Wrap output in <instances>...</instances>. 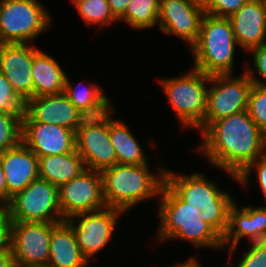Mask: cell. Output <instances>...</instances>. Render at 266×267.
Segmentation results:
<instances>
[{
	"label": "cell",
	"instance_id": "6da1fadb",
	"mask_svg": "<svg viewBox=\"0 0 266 267\" xmlns=\"http://www.w3.org/2000/svg\"><path fill=\"white\" fill-rule=\"evenodd\" d=\"M201 134L203 142L199 152L235 180L266 153V136L247 110L211 123Z\"/></svg>",
	"mask_w": 266,
	"mask_h": 267
},
{
	"label": "cell",
	"instance_id": "7a4b0ae2",
	"mask_svg": "<svg viewBox=\"0 0 266 267\" xmlns=\"http://www.w3.org/2000/svg\"><path fill=\"white\" fill-rule=\"evenodd\" d=\"M158 242L169 239L189 241L195 248L222 249V237L200 218V210L180 199L165 183L161 188Z\"/></svg>",
	"mask_w": 266,
	"mask_h": 267
},
{
	"label": "cell",
	"instance_id": "3957f363",
	"mask_svg": "<svg viewBox=\"0 0 266 267\" xmlns=\"http://www.w3.org/2000/svg\"><path fill=\"white\" fill-rule=\"evenodd\" d=\"M152 174L148 164L126 165L115 164L101 171L103 196L106 207L123 212L131 210L143 200L160 195L165 183V168Z\"/></svg>",
	"mask_w": 266,
	"mask_h": 267
},
{
	"label": "cell",
	"instance_id": "277c9868",
	"mask_svg": "<svg viewBox=\"0 0 266 267\" xmlns=\"http://www.w3.org/2000/svg\"><path fill=\"white\" fill-rule=\"evenodd\" d=\"M165 170V184L188 205L200 210V218L208 223L221 237L228 227V211L234 202L229 192L221 191L202 173L190 176Z\"/></svg>",
	"mask_w": 266,
	"mask_h": 267
},
{
	"label": "cell",
	"instance_id": "5b68a950",
	"mask_svg": "<svg viewBox=\"0 0 266 267\" xmlns=\"http://www.w3.org/2000/svg\"><path fill=\"white\" fill-rule=\"evenodd\" d=\"M236 45L229 19L205 14L197 41L190 48L194 69L209 76L233 74Z\"/></svg>",
	"mask_w": 266,
	"mask_h": 267
},
{
	"label": "cell",
	"instance_id": "8992f818",
	"mask_svg": "<svg viewBox=\"0 0 266 267\" xmlns=\"http://www.w3.org/2000/svg\"><path fill=\"white\" fill-rule=\"evenodd\" d=\"M210 76L192 68L188 73L158 80L183 126L198 127L204 120Z\"/></svg>",
	"mask_w": 266,
	"mask_h": 267
},
{
	"label": "cell",
	"instance_id": "52a82bcc",
	"mask_svg": "<svg viewBox=\"0 0 266 267\" xmlns=\"http://www.w3.org/2000/svg\"><path fill=\"white\" fill-rule=\"evenodd\" d=\"M38 0H0V44L29 43L51 24Z\"/></svg>",
	"mask_w": 266,
	"mask_h": 267
},
{
	"label": "cell",
	"instance_id": "ba28073f",
	"mask_svg": "<svg viewBox=\"0 0 266 267\" xmlns=\"http://www.w3.org/2000/svg\"><path fill=\"white\" fill-rule=\"evenodd\" d=\"M11 221L61 223L58 187L44 179H36L11 197L5 206Z\"/></svg>",
	"mask_w": 266,
	"mask_h": 267
},
{
	"label": "cell",
	"instance_id": "9c48e42d",
	"mask_svg": "<svg viewBox=\"0 0 266 267\" xmlns=\"http://www.w3.org/2000/svg\"><path fill=\"white\" fill-rule=\"evenodd\" d=\"M207 107L204 120L197 127L201 133L213 122L234 113L247 110L253 83L244 71L242 76L232 74L210 76Z\"/></svg>",
	"mask_w": 266,
	"mask_h": 267
},
{
	"label": "cell",
	"instance_id": "30bf717a",
	"mask_svg": "<svg viewBox=\"0 0 266 267\" xmlns=\"http://www.w3.org/2000/svg\"><path fill=\"white\" fill-rule=\"evenodd\" d=\"M59 223H11L10 249L15 267H47L52 229Z\"/></svg>",
	"mask_w": 266,
	"mask_h": 267
},
{
	"label": "cell",
	"instance_id": "8fae6325",
	"mask_svg": "<svg viewBox=\"0 0 266 267\" xmlns=\"http://www.w3.org/2000/svg\"><path fill=\"white\" fill-rule=\"evenodd\" d=\"M76 151L86 169L102 171L116 164L109 136V111L99 117H87L75 132Z\"/></svg>",
	"mask_w": 266,
	"mask_h": 267
},
{
	"label": "cell",
	"instance_id": "7c38bea8",
	"mask_svg": "<svg viewBox=\"0 0 266 267\" xmlns=\"http://www.w3.org/2000/svg\"><path fill=\"white\" fill-rule=\"evenodd\" d=\"M62 217L93 212L106 207L101 171L84 170L79 176L58 187Z\"/></svg>",
	"mask_w": 266,
	"mask_h": 267
},
{
	"label": "cell",
	"instance_id": "4fadbf2b",
	"mask_svg": "<svg viewBox=\"0 0 266 267\" xmlns=\"http://www.w3.org/2000/svg\"><path fill=\"white\" fill-rule=\"evenodd\" d=\"M123 213L121 210L105 207L93 212L75 214L65 220L72 227L77 245L88 262L109 243L117 218ZM77 218L79 220L76 224L74 220Z\"/></svg>",
	"mask_w": 266,
	"mask_h": 267
},
{
	"label": "cell",
	"instance_id": "5bb4252c",
	"mask_svg": "<svg viewBox=\"0 0 266 267\" xmlns=\"http://www.w3.org/2000/svg\"><path fill=\"white\" fill-rule=\"evenodd\" d=\"M205 14L198 0H160L157 23L162 32L178 36L192 47Z\"/></svg>",
	"mask_w": 266,
	"mask_h": 267
},
{
	"label": "cell",
	"instance_id": "9a60e30c",
	"mask_svg": "<svg viewBox=\"0 0 266 267\" xmlns=\"http://www.w3.org/2000/svg\"><path fill=\"white\" fill-rule=\"evenodd\" d=\"M22 142L39 158L76 150L75 131L68 128L33 121L22 115Z\"/></svg>",
	"mask_w": 266,
	"mask_h": 267
},
{
	"label": "cell",
	"instance_id": "2e32d148",
	"mask_svg": "<svg viewBox=\"0 0 266 267\" xmlns=\"http://www.w3.org/2000/svg\"><path fill=\"white\" fill-rule=\"evenodd\" d=\"M37 50L29 43L0 44V72L24 102L33 98L31 72Z\"/></svg>",
	"mask_w": 266,
	"mask_h": 267
},
{
	"label": "cell",
	"instance_id": "e0dca14e",
	"mask_svg": "<svg viewBox=\"0 0 266 267\" xmlns=\"http://www.w3.org/2000/svg\"><path fill=\"white\" fill-rule=\"evenodd\" d=\"M244 237L250 243L266 241V207L249 205L239 209L234 201L228 211V227L222 237L223 248L230 244L228 250L233 255Z\"/></svg>",
	"mask_w": 266,
	"mask_h": 267
},
{
	"label": "cell",
	"instance_id": "ac0fdd59",
	"mask_svg": "<svg viewBox=\"0 0 266 267\" xmlns=\"http://www.w3.org/2000/svg\"><path fill=\"white\" fill-rule=\"evenodd\" d=\"M24 112L35 122L54 124L75 132L86 118L64 93L30 98L25 102Z\"/></svg>",
	"mask_w": 266,
	"mask_h": 267
},
{
	"label": "cell",
	"instance_id": "d6986e66",
	"mask_svg": "<svg viewBox=\"0 0 266 267\" xmlns=\"http://www.w3.org/2000/svg\"><path fill=\"white\" fill-rule=\"evenodd\" d=\"M228 19L241 48L250 52L266 43V0H248Z\"/></svg>",
	"mask_w": 266,
	"mask_h": 267
},
{
	"label": "cell",
	"instance_id": "ffe728a7",
	"mask_svg": "<svg viewBox=\"0 0 266 267\" xmlns=\"http://www.w3.org/2000/svg\"><path fill=\"white\" fill-rule=\"evenodd\" d=\"M7 185V204L11 197L39 178L38 157L21 142L0 154Z\"/></svg>",
	"mask_w": 266,
	"mask_h": 267
},
{
	"label": "cell",
	"instance_id": "44dd1931",
	"mask_svg": "<svg viewBox=\"0 0 266 267\" xmlns=\"http://www.w3.org/2000/svg\"><path fill=\"white\" fill-rule=\"evenodd\" d=\"M89 263L77 245L72 227L66 221L57 224L51 231L47 267H88Z\"/></svg>",
	"mask_w": 266,
	"mask_h": 267
},
{
	"label": "cell",
	"instance_id": "7402d4cb",
	"mask_svg": "<svg viewBox=\"0 0 266 267\" xmlns=\"http://www.w3.org/2000/svg\"><path fill=\"white\" fill-rule=\"evenodd\" d=\"M33 97L64 93L67 75L53 57L37 50L32 63Z\"/></svg>",
	"mask_w": 266,
	"mask_h": 267
},
{
	"label": "cell",
	"instance_id": "603a6c76",
	"mask_svg": "<svg viewBox=\"0 0 266 267\" xmlns=\"http://www.w3.org/2000/svg\"><path fill=\"white\" fill-rule=\"evenodd\" d=\"M38 160L39 178L47 180L57 187L86 170L84 161L76 150L54 156L39 157Z\"/></svg>",
	"mask_w": 266,
	"mask_h": 267
},
{
	"label": "cell",
	"instance_id": "cb8c5ba5",
	"mask_svg": "<svg viewBox=\"0 0 266 267\" xmlns=\"http://www.w3.org/2000/svg\"><path fill=\"white\" fill-rule=\"evenodd\" d=\"M112 109L109 110V136L116 155V164L142 165L148 164L142 147L130 132L124 122L112 119Z\"/></svg>",
	"mask_w": 266,
	"mask_h": 267
},
{
	"label": "cell",
	"instance_id": "d4e9b609",
	"mask_svg": "<svg viewBox=\"0 0 266 267\" xmlns=\"http://www.w3.org/2000/svg\"><path fill=\"white\" fill-rule=\"evenodd\" d=\"M78 88L79 86L74 88L66 77L64 94L86 118L99 117L113 109L109 98L96 83L89 84L85 89Z\"/></svg>",
	"mask_w": 266,
	"mask_h": 267
},
{
	"label": "cell",
	"instance_id": "484cf974",
	"mask_svg": "<svg viewBox=\"0 0 266 267\" xmlns=\"http://www.w3.org/2000/svg\"><path fill=\"white\" fill-rule=\"evenodd\" d=\"M160 0H130L125 13L118 19L134 29H146L157 25Z\"/></svg>",
	"mask_w": 266,
	"mask_h": 267
},
{
	"label": "cell",
	"instance_id": "4316f807",
	"mask_svg": "<svg viewBox=\"0 0 266 267\" xmlns=\"http://www.w3.org/2000/svg\"><path fill=\"white\" fill-rule=\"evenodd\" d=\"M73 4L81 18L89 25H101L102 28L112 22H117L111 13L107 0H78Z\"/></svg>",
	"mask_w": 266,
	"mask_h": 267
},
{
	"label": "cell",
	"instance_id": "83f0119b",
	"mask_svg": "<svg viewBox=\"0 0 266 267\" xmlns=\"http://www.w3.org/2000/svg\"><path fill=\"white\" fill-rule=\"evenodd\" d=\"M22 115L0 112V154L22 142Z\"/></svg>",
	"mask_w": 266,
	"mask_h": 267
},
{
	"label": "cell",
	"instance_id": "f1b7e54d",
	"mask_svg": "<svg viewBox=\"0 0 266 267\" xmlns=\"http://www.w3.org/2000/svg\"><path fill=\"white\" fill-rule=\"evenodd\" d=\"M247 111L251 119L266 136V87L253 84Z\"/></svg>",
	"mask_w": 266,
	"mask_h": 267
},
{
	"label": "cell",
	"instance_id": "f546056e",
	"mask_svg": "<svg viewBox=\"0 0 266 267\" xmlns=\"http://www.w3.org/2000/svg\"><path fill=\"white\" fill-rule=\"evenodd\" d=\"M25 102L14 91L13 87L0 72V112L23 114Z\"/></svg>",
	"mask_w": 266,
	"mask_h": 267
},
{
	"label": "cell",
	"instance_id": "4dcf8cb0",
	"mask_svg": "<svg viewBox=\"0 0 266 267\" xmlns=\"http://www.w3.org/2000/svg\"><path fill=\"white\" fill-rule=\"evenodd\" d=\"M247 1L248 0H198L206 14L225 18L237 12Z\"/></svg>",
	"mask_w": 266,
	"mask_h": 267
},
{
	"label": "cell",
	"instance_id": "1f68e13d",
	"mask_svg": "<svg viewBox=\"0 0 266 267\" xmlns=\"http://www.w3.org/2000/svg\"><path fill=\"white\" fill-rule=\"evenodd\" d=\"M250 51L252 52V54L254 53L253 54L254 66H252L254 68L252 70V68L248 66L249 64L245 63L246 66L244 70L254 85L266 87V43L256 48H253ZM254 69L256 70L258 75L262 76V80L259 78L257 79V77L254 76L255 75L253 74Z\"/></svg>",
	"mask_w": 266,
	"mask_h": 267
},
{
	"label": "cell",
	"instance_id": "d6a6232c",
	"mask_svg": "<svg viewBox=\"0 0 266 267\" xmlns=\"http://www.w3.org/2000/svg\"><path fill=\"white\" fill-rule=\"evenodd\" d=\"M237 267H266V241L251 242Z\"/></svg>",
	"mask_w": 266,
	"mask_h": 267
},
{
	"label": "cell",
	"instance_id": "836d02e7",
	"mask_svg": "<svg viewBox=\"0 0 266 267\" xmlns=\"http://www.w3.org/2000/svg\"><path fill=\"white\" fill-rule=\"evenodd\" d=\"M255 168L258 176V183L260 185L261 191L266 198V153L258 158L256 161L252 162L238 177L237 182L246 186L250 178V173L252 169Z\"/></svg>",
	"mask_w": 266,
	"mask_h": 267
},
{
	"label": "cell",
	"instance_id": "e575fe53",
	"mask_svg": "<svg viewBox=\"0 0 266 267\" xmlns=\"http://www.w3.org/2000/svg\"><path fill=\"white\" fill-rule=\"evenodd\" d=\"M11 223L6 207H0V252L11 250Z\"/></svg>",
	"mask_w": 266,
	"mask_h": 267
},
{
	"label": "cell",
	"instance_id": "d590c367",
	"mask_svg": "<svg viewBox=\"0 0 266 267\" xmlns=\"http://www.w3.org/2000/svg\"><path fill=\"white\" fill-rule=\"evenodd\" d=\"M111 13L118 20L124 13L130 0H107Z\"/></svg>",
	"mask_w": 266,
	"mask_h": 267
},
{
	"label": "cell",
	"instance_id": "8d00e7d4",
	"mask_svg": "<svg viewBox=\"0 0 266 267\" xmlns=\"http://www.w3.org/2000/svg\"><path fill=\"white\" fill-rule=\"evenodd\" d=\"M7 205V185L3 167L0 163V207Z\"/></svg>",
	"mask_w": 266,
	"mask_h": 267
},
{
	"label": "cell",
	"instance_id": "74e56055",
	"mask_svg": "<svg viewBox=\"0 0 266 267\" xmlns=\"http://www.w3.org/2000/svg\"><path fill=\"white\" fill-rule=\"evenodd\" d=\"M0 267H15L11 250L0 252Z\"/></svg>",
	"mask_w": 266,
	"mask_h": 267
},
{
	"label": "cell",
	"instance_id": "f35d334b",
	"mask_svg": "<svg viewBox=\"0 0 266 267\" xmlns=\"http://www.w3.org/2000/svg\"><path fill=\"white\" fill-rule=\"evenodd\" d=\"M197 259H195L194 257L190 258L188 261L183 262V263H178L176 266L177 267H203L202 265H200V263L198 261H196Z\"/></svg>",
	"mask_w": 266,
	"mask_h": 267
}]
</instances>
